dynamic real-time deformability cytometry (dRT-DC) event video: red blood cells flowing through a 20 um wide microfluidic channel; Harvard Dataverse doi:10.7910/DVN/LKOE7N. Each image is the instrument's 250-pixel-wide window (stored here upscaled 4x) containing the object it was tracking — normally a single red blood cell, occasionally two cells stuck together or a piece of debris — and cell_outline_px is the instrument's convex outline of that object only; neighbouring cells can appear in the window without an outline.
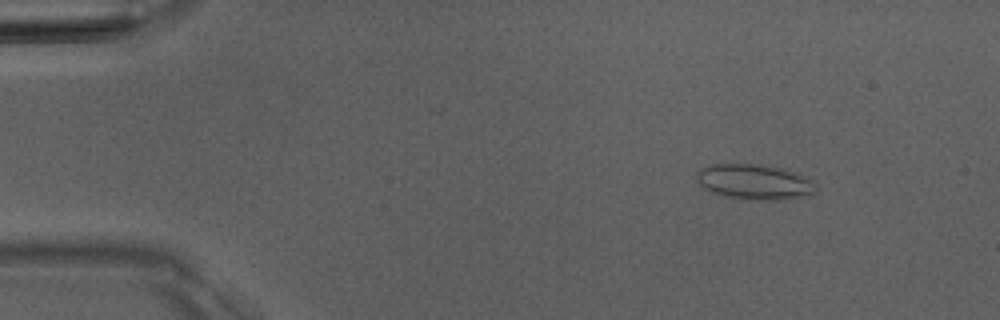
{"species": "Egyptian fruit bat (a non-hibernating species)", "species_latin": "Rousettus aegyptiacus", "temperature_condition": "room temperature", "stored_images_in_passage": 4, "camera_frame_rate_fps": 3000, "um_per_image_px": 0.085, "animal": {"sex": "male"}, "frame": {"image": 1, "passage_image": 2, "time_ms": 1.333, "image_size_px": [1000, 320], "cell_outline_px": [[816, 192], [800, 196], [780, 200], [752, 200], [724, 196], [704, 188], [696, 180], [696, 176], [700, 168], [712, 164], [752, 164], [792, 172], [816, 184]], "centroid_in_image_um": [64.04, 15.48], "position_along_channel_um": 21.0, "area_um2": 23.76}}